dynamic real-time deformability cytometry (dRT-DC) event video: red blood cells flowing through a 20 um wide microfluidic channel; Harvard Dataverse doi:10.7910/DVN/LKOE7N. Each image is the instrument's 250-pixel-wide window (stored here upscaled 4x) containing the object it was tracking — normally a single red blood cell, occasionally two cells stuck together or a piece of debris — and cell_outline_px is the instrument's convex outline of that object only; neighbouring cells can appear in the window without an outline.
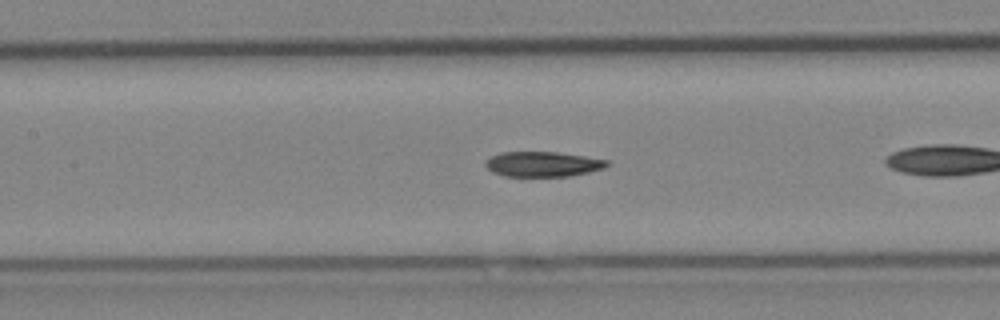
{"species": "Egyptian fruit bat (a non-hibernating species)", "species_latin": "Rousettus aegyptiacus", "temperature_condition": "cold", "stored_images_in_passage": 24, "camera_frame_rate_fps": 3000, "um_per_image_px": 0.085, "animal": {"sex": "female"}, "frame": {"image": 1, "passage_image": 8, "time_ms": 2.333, "image_size_px": [1000, 320], "cell_outline_px": [[612, 164], [604, 168], [588, 172], [568, 176], [504, 176], [492, 172], [484, 164], [492, 156], [500, 152], [556, 152], [584, 156], [608, 160]], "centroid_in_image_um": [46.16, 13.95], "position_along_channel_um": 161.2, "area_um2": 17.69}}
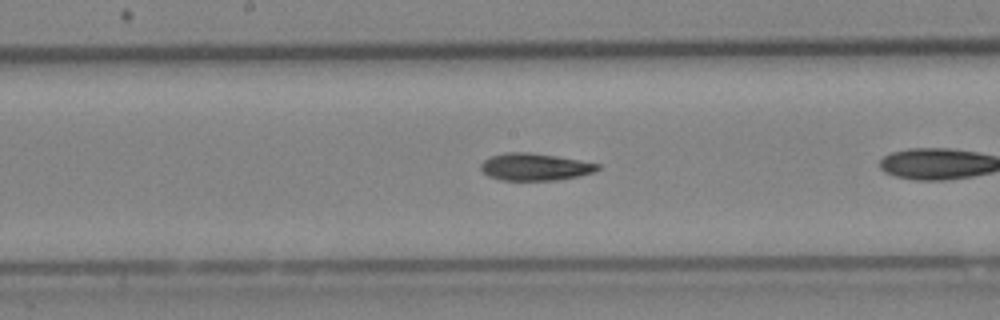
{"frame": {"image": 2, "passage_image": 11, "time_ms": 3.333, "image_size_px": [1000, 320], "cell_outline_px": [[600, 168], [592, 172], [580, 176], [556, 180], [500, 180], [488, 176], [480, 168], [480, 164], [484, 160], [492, 156], [508, 152], [528, 152], [556, 156], [600, 164]], "centroid_in_image_um": [45.45, 14.19], "position_along_channel_um": 202.7, "area_um2": 18.38}}